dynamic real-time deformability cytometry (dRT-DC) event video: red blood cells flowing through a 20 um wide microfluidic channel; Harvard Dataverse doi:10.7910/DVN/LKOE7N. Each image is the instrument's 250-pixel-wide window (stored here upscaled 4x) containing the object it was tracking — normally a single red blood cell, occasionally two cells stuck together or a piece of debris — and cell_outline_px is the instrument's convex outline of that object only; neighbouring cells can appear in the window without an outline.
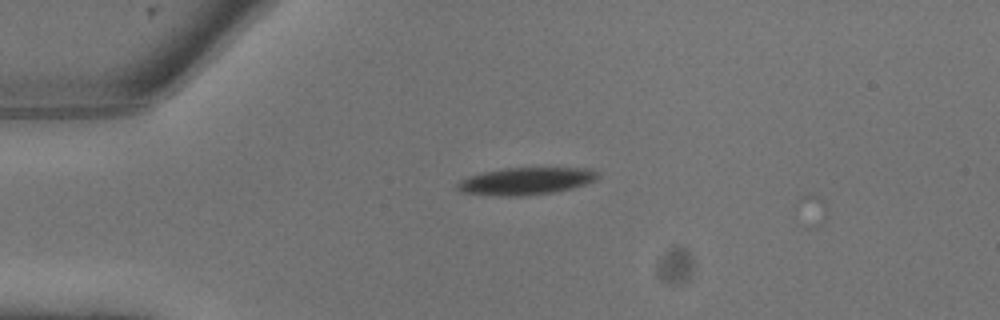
{"species": "common noctule bat (a hibernating species)", "species_latin": "Nyctalus noctula", "temperature_condition": "warm", "stored_images_in_passage": 2, "camera_frame_rate_fps": 3000, "um_per_image_px": 0.085, "animal": {"sex": "male", "body_mass_g": 13.3}, "frame": {"image": 1, "passage_image": 1, "time_ms": 0.0, "image_size_px": [1000, 320], "cell_outline_px": [[596, 180], [572, 188], [556, 192], [528, 196], [500, 196], [460, 192], [456, 188], [456, 184], [460, 180], [468, 176], [484, 172], [504, 168], [592, 168], [596, 172]], "centroid_in_image_um": [44.67, 15.4], "position_along_channel_um": 40.3, "area_um2": 22.37}}